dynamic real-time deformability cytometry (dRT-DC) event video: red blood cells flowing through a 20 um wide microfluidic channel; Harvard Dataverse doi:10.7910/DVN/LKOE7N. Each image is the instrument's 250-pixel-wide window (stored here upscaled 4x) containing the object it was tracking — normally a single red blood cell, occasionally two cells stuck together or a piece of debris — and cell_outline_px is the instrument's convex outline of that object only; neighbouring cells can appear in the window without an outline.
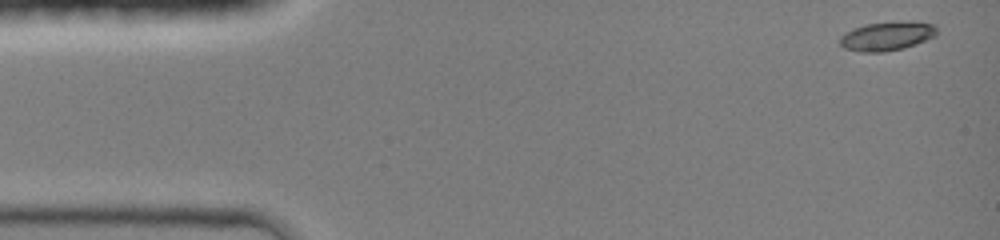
{"species": "common noctule bat (a hibernating species)", "species_latin": "Nyctalus noctula", "temperature_condition": "room temperature", "stored_images_in_passage": 42, "camera_frame_rate_fps": 3000, "um_per_image_px": 0.085, "animal": {"sex": "female", "body_mass_g": 19.0, "forearm_length_mm": 51.5}, "frame": {"image": 1, "passage_image": 1, "time_ms": 0.0, "image_size_px": [1000, 240], "cell_outline_px": [[936, 36], [904, 48], [884, 52], [860, 52], [844, 48], [840, 44], [840, 36], [852, 28], [864, 24], [912, 20], [936, 24]], "centroid_in_image_um": [75.4, 3.05], "position_along_channel_um": 9.6, "area_um2": 16.59}}
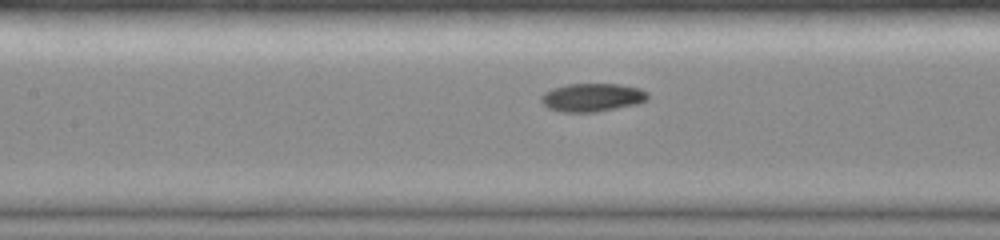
{"frame": {"image": 2, "passage_image": 19, "time_ms": 6.0, "image_size_px": [1000, 240], "cell_outline_px": [[648, 100], [640, 104], [596, 112], [560, 112], [548, 108], [540, 100], [540, 96], [544, 92], [552, 88], [568, 84], [620, 84], [640, 88], [648, 92]], "centroid_in_image_um": [50.36, 8.28], "position_along_channel_um": 157.0, "area_um2": 17.86}}
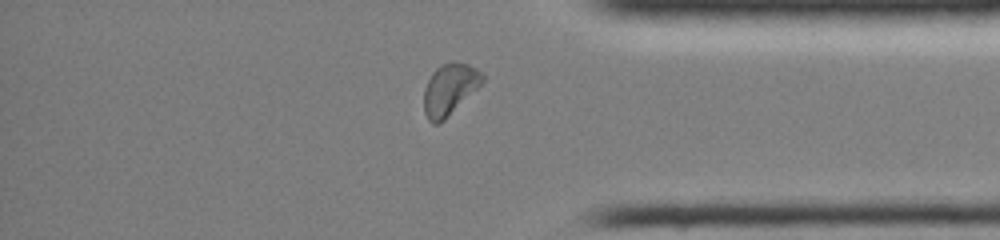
{"frame": {"image": 3, "passage_image": 36, "time_ms": 11.667, "image_size_px": [1000, 240], "cell_outline_px": [[484, 80], [444, 120], [436, 124], [432, 124], [428, 120], [424, 112], [424, 88], [432, 72], [440, 64], [452, 60], [456, 60], [468, 64], [476, 68], [484, 76]], "centroid_in_image_um": [38.18, 7.55], "position_along_channel_um": 397.0, "area_um2": 17.4}, "authors_computed_cell_mechanics": {"area_um2": 17.1666, "velocity_mm_per_s": 4.3084, "shape_relaxation_time_tau1_ms": 4.8967, "shape_relaxation_time_tau2_ms": null, "deformation_change_tau1": 0.1712, "deformation_change_tau2": null}}